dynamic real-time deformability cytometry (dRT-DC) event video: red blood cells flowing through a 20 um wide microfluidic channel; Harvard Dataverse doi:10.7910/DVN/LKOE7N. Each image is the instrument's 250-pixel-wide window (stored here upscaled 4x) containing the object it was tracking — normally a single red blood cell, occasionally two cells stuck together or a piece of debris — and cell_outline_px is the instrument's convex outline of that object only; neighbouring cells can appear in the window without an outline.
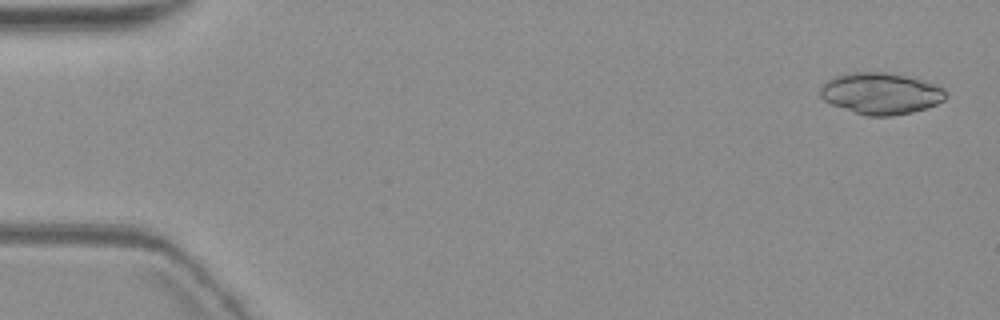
{"species": "common noctule bat (a hibernating species)", "species_latin": "Nyctalus noctula", "temperature_condition": "warm", "stored_images_in_passage": 5, "camera_frame_rate_fps": 3000, "um_per_image_px": 0.085, "animal": {"sex": "female", "body_mass_g": 19.3, "forearm_length_mm": 54.1}, "frame": {"image": 1, "passage_image": 1, "time_ms": 0.0, "image_size_px": [1000, 320], "cell_outline_px": [[948, 96], [944, 100], [928, 108], [912, 112], [892, 116], [868, 116], [832, 104], [824, 100], [820, 96], [820, 84], [836, 76], [852, 72], [884, 72], [904, 76], [920, 80], [944, 88], [948, 92]], "centroid_in_image_um": [74.88, 7.95], "position_along_channel_um": 10.1, "area_um2": 30.17}}